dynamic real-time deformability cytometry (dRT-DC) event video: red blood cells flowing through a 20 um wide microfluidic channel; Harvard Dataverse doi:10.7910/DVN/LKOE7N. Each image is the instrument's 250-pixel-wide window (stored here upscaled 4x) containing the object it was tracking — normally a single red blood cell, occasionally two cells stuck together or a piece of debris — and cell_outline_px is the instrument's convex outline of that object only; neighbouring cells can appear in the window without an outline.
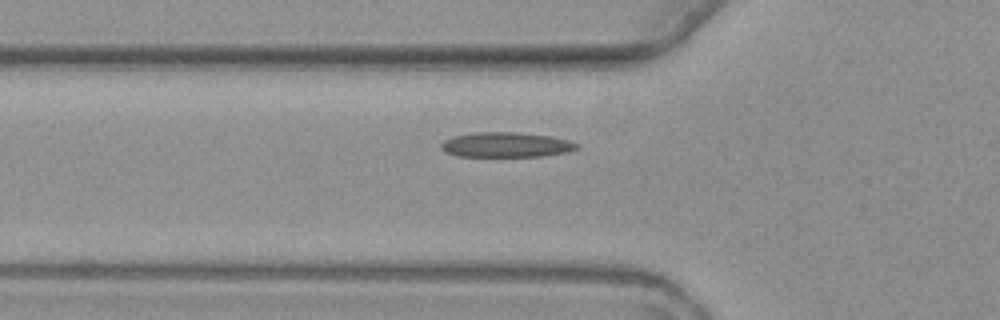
{"species": "common noctule bat (a hibernating species)", "species_latin": "Nyctalus noctula", "temperature_condition": "warm", "stored_images_in_passage": 5, "camera_frame_rate_fps": 3000, "um_per_image_px": 0.085, "animal": {"sex": "female", "body_mass_g": 19.3, "forearm_length_mm": 54.1}, "frame": {"image": 1, "passage_image": 5, "time_ms": 5.667, "image_size_px": [1000, 320], "cell_outline_px": [[580, 148], [568, 152], [544, 156], [456, 156], [440, 148], [440, 144], [444, 140], [452, 136], [472, 132], [516, 132], [548, 136], [568, 140], [580, 144]], "centroid_in_image_um": [43.02, 12.3], "position_along_channel_um": 82.8, "area_um2": 19.83}}